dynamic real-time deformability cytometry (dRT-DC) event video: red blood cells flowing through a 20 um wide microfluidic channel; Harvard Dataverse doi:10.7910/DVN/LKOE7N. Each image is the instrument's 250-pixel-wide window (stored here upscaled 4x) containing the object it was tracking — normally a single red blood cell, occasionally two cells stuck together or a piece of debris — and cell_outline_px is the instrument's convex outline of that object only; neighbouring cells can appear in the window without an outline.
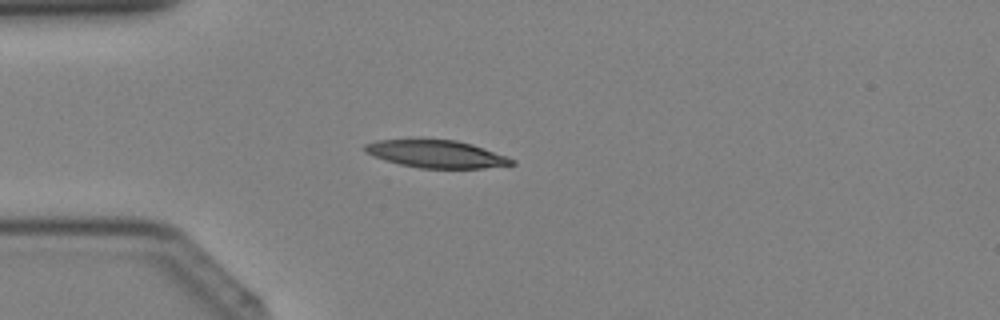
{"species": "Egyptian fruit bat (a non-hibernating species)", "species_latin": "Rousettus aegyptiacus", "temperature_condition": "cold", "stored_images_in_passage": 37, "camera_frame_rate_fps": 3000, "um_per_image_px": 0.085, "animal": {"sex": "female"}, "frame": {"image": 1, "passage_image": 8, "time_ms": 2.333, "image_size_px": [1000, 320], "cell_outline_px": [[516, 164], [484, 168], [420, 168], [400, 164], [384, 160], [368, 152], [364, 148], [364, 144], [376, 140], [420, 136], [456, 140], [472, 144], [516, 160]], "centroid_in_image_um": [37.04, 13.03], "position_along_channel_um": 48.0, "area_um2": 24.33}}
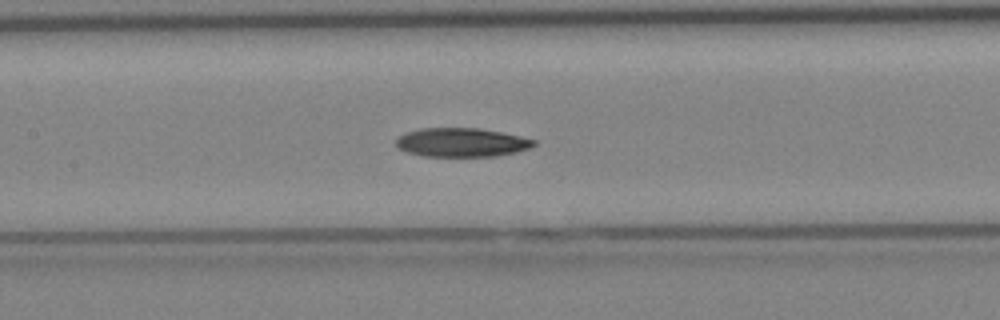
{"frame": {"image": 2, "passage_image": 16, "time_ms": 5.0, "image_size_px": [1000, 320], "cell_outline_px": [[536, 144], [532, 148], [516, 152], [496, 156], [424, 156], [408, 152], [396, 148], [396, 140], [400, 136], [408, 132], [420, 128], [476, 128], [500, 132], [520, 136], [536, 140]], "centroid_in_image_um": [39.25, 12.11], "position_along_channel_um": 168.1, "area_um2": 23.12}}
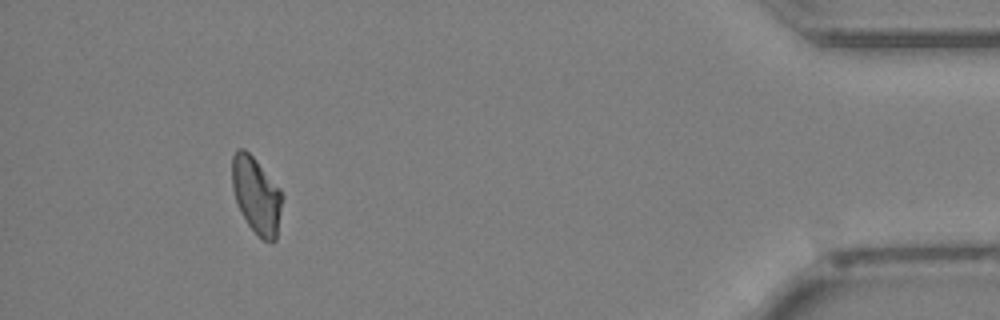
{"frame": {"image": 3, "passage_image": 34, "time_ms": 11.0, "image_size_px": [1000, 320], "cell_outline_px": [[284, 196], [276, 240], [272, 244], [264, 240], [248, 224], [240, 212], [232, 188], [232, 156], [236, 148], [244, 148], [256, 160], [280, 188]], "centroid_in_image_um": [21.81, 16.6], "position_along_channel_um": 413.4, "area_um2": 22.54}}